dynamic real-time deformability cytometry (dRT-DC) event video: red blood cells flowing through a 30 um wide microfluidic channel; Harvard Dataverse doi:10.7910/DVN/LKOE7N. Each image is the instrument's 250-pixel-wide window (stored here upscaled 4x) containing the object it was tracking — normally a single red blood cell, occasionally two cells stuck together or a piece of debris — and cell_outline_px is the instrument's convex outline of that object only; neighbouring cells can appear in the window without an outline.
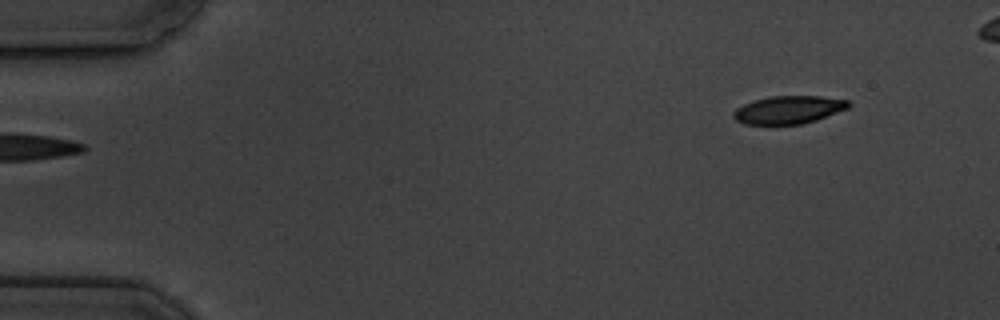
{"species": "common noctule bat (a hibernating species)", "species_latin": "Nyctalus noctula", "temperature_condition": "cold", "stored_images_in_passage": 5, "camera_frame_rate_fps": 3000, "um_per_image_px": 0.085, "animal": {"sex": "male", "body_mass_g": 19.5, "forearm_length_mm": 54.6}, "frame": {"image": 1, "passage_image": 5, "time_ms": 5.667, "image_size_px": [1000, 320], "cell_outline_px": [[852, 104], [848, 108], [816, 120], [804, 124], [744, 124], [736, 120], [732, 116], [732, 112], [736, 108], [744, 104], [756, 100], [772, 96], [820, 96], [848, 100]], "centroid_in_image_um": [67.03, 9.33], "position_along_channel_um": 18.0, "area_um2": 18.67}}